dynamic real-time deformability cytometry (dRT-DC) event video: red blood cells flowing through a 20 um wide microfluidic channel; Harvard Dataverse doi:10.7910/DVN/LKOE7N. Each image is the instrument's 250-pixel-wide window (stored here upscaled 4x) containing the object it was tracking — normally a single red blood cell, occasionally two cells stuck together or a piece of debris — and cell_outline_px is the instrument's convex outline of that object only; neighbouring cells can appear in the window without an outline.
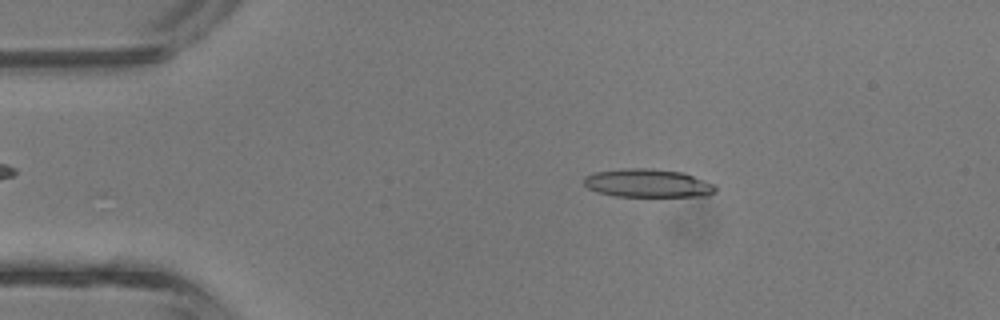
{"species": "common noctule bat (a hibernating species)", "species_latin": "Nyctalus noctula", "temperature_condition": "room temperature", "stored_images_in_passage": 40, "camera_frame_rate_fps": 3000, "um_per_image_px": 0.085, "animal": {"sex": "male", "body_mass_g": 13.3}, "frame": {"image": 1, "passage_image": 7, "time_ms": 2.0, "image_size_px": [1000, 320], "cell_outline_px": [[716, 192], [708, 196], [616, 196], [596, 192], [588, 188], [584, 184], [584, 176], [592, 172], [624, 168], [648, 168], [684, 172], [716, 184]], "centroid_in_image_um": [55.07, 15.56], "position_along_channel_um": 29.9, "area_um2": 22.02}}
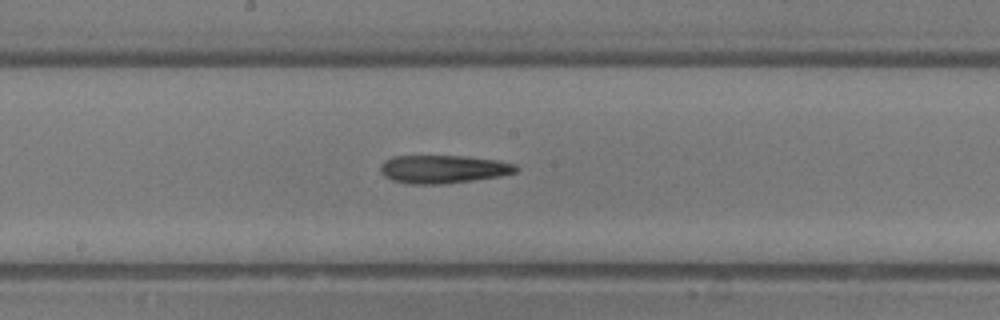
{"frame": {"image": 2, "passage_image": 21, "time_ms": 6.667, "image_size_px": [1000, 320], "cell_outline_px": [[520, 168], [516, 172], [500, 176], [444, 184], [408, 184], [392, 180], [384, 176], [380, 172], [380, 164], [384, 160], [392, 156], [468, 156], [500, 160], [516, 164]], "centroid_in_image_um": [37.68, 14.37], "position_along_channel_um": 210.5, "area_um2": 22.54}}
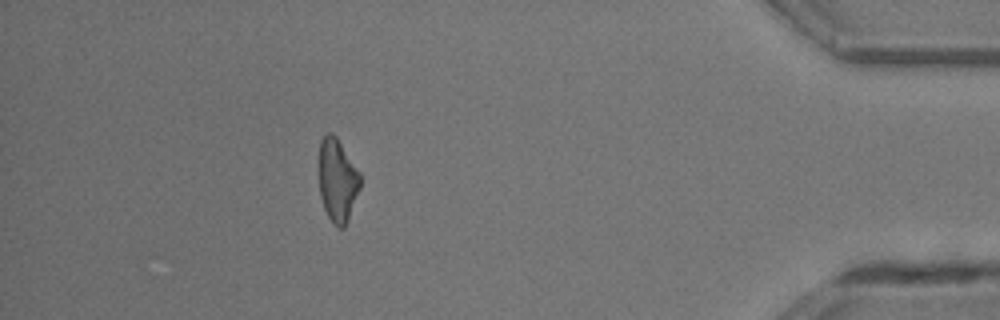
{"frame": {"image": 3, "passage_image": 36, "time_ms": 11.667, "image_size_px": [1000, 320], "cell_outline_px": [[360, 188], [348, 220], [344, 228], [336, 228], [332, 224], [324, 208], [320, 196], [320, 140], [328, 132], [332, 132], [336, 136], [360, 172]], "centroid_in_image_um": [28.69, 15.35], "position_along_channel_um": 406.5, "area_um2": 19.94}}